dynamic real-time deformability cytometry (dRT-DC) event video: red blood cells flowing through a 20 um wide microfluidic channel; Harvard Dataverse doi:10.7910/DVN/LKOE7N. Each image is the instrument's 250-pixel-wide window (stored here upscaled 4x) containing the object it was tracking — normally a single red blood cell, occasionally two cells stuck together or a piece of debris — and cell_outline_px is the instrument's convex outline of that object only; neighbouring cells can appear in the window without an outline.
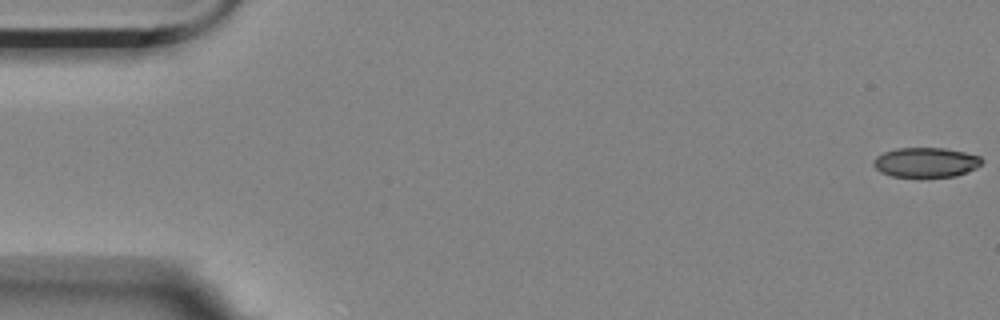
{"species": "Egyptian fruit bat (a non-hibernating species)", "species_latin": "Rousettus aegyptiacus", "temperature_condition": "room temperature", "stored_images_in_passage": 50, "camera_frame_rate_fps": 3000, "um_per_image_px": 0.085, "animal": {"sex": "female"}, "frame": {"image": 1, "passage_image": 1, "time_ms": 0.0, "image_size_px": [1000, 320], "cell_outline_px": [[984, 160], [976, 168], [956, 176], [892, 176], [880, 172], [872, 164], [872, 160], [876, 156], [884, 152], [896, 148], [944, 148], [964, 152], [980, 156]], "centroid_in_image_um": [78.68, 13.79], "position_along_channel_um": 6.3, "area_um2": 18.67}}
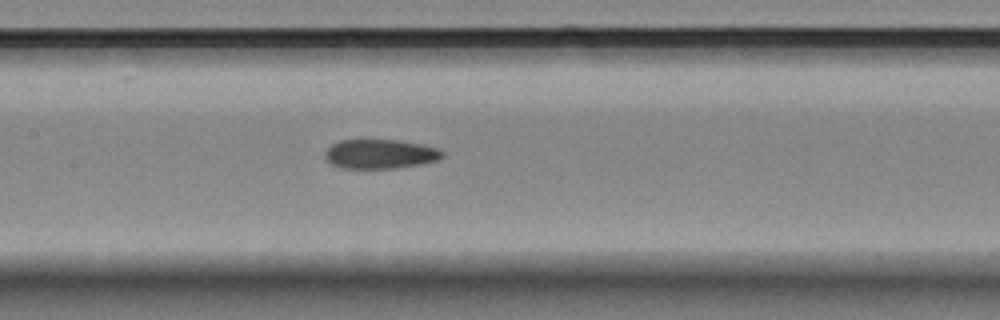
{"frame": {"image": 2, "passage_image": 27, "time_ms": 8.667, "image_size_px": [1000, 320], "cell_outline_px": [[444, 156], [440, 160], [420, 164], [396, 168], [340, 168], [332, 164], [324, 156], [324, 152], [332, 144], [340, 140], [400, 140], [440, 148], [444, 152]], "centroid_in_image_um": [32.35, 13.09], "position_along_channel_um": 175.1, "area_um2": 20.17}}
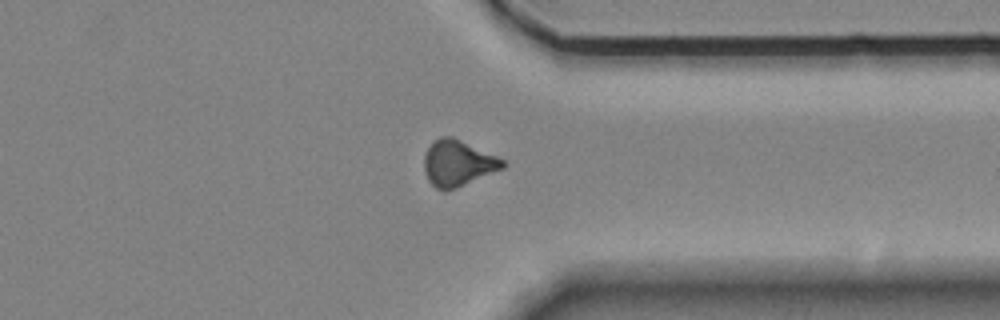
{"frame": {"image": 3, "passage_image": 44, "time_ms": 14.333, "image_size_px": [1000, 320], "cell_outline_px": [[504, 168], [456, 188], [444, 192], [436, 188], [428, 180], [424, 168], [424, 156], [428, 148], [440, 136], [452, 136], [496, 156], [504, 160]], "centroid_in_image_um": [38.9, 13.88], "position_along_channel_um": 372.5, "area_um2": 20.81}}